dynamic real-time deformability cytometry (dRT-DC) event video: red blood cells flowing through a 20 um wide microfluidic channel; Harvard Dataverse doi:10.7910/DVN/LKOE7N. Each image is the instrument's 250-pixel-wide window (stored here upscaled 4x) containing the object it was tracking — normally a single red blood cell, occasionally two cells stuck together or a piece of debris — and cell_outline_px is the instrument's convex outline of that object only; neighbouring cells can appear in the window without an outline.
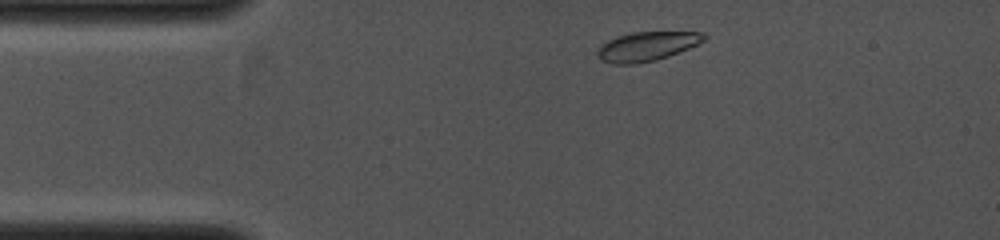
{"species": "common noctule bat (a hibernating species)", "species_latin": "Nyctalus noctula", "temperature_condition": "cold", "stored_images_in_passage": 3, "camera_frame_rate_fps": 4000, "um_per_image_px": 0.085, "animal": {"sex": "female", "body_mass_g": 19.0, "forearm_length_mm": 53.3}, "frame": {"image": 1, "passage_image": 2, "time_ms": 0.25, "image_size_px": [1000, 240], "cell_outline_px": [[708, 36], [704, 40], [688, 48], [668, 56], [656, 60], [636, 64], [612, 64], [600, 60], [596, 56], [596, 52], [600, 44], [616, 36], [632, 32], [704, 32]], "centroid_in_image_um": [54.92, 3.94], "position_along_channel_um": 30.1, "area_um2": 18.26}}